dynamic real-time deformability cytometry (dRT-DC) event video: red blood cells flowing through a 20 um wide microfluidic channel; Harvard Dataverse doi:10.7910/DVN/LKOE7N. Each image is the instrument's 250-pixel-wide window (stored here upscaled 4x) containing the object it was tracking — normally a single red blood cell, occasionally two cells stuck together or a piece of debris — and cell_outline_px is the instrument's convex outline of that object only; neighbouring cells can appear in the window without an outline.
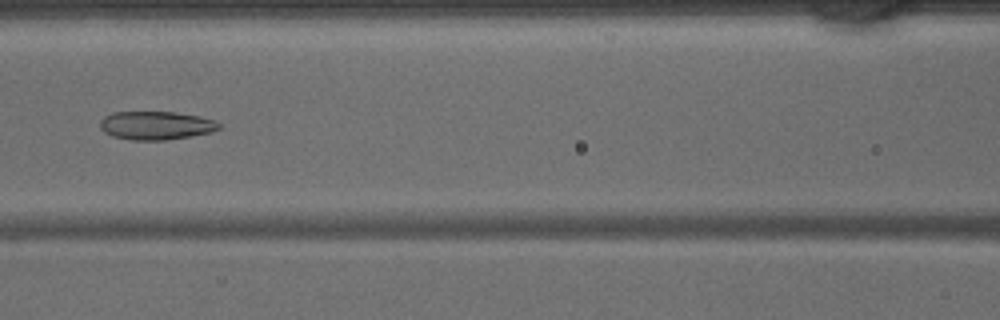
{"species": "common noctule bat (a hibernating species)", "species_latin": "Nyctalus noctula", "temperature_condition": "warm", "stored_images_in_passage": 43, "camera_frame_rate_fps": 3000, "um_per_image_px": 0.085, "animal": {"sex": "male", "body_mass_g": 15.6}, "frame": {"image": 1, "passage_image": 19, "time_ms": 6.0, "image_size_px": [1000, 320], "cell_outline_px": [[220, 128], [212, 132], [192, 136], [168, 140], [132, 140], [112, 136], [104, 132], [100, 128], [100, 120], [104, 116], [112, 112], [176, 112], [200, 116], [212, 120], [220, 124]], "centroid_in_image_um": [13.24, 10.67], "position_along_channel_um": 153.4, "area_um2": 19.83}}
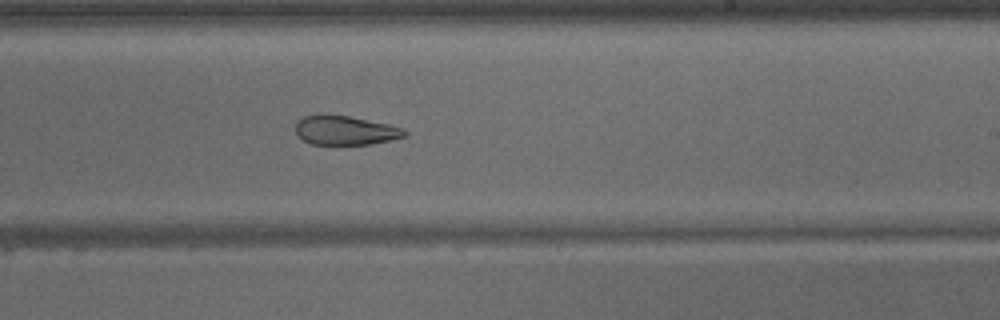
{"frame": {"image": 2, "passage_image": 26, "time_ms": 8.333, "image_size_px": [1000, 320], "cell_outline_px": [[408, 132], [404, 136], [392, 140], [372, 144], [312, 144], [304, 140], [296, 132], [296, 124], [304, 116], [320, 112], [348, 116], [388, 124], [404, 128]], "centroid_in_image_um": [29.35, 11.06], "position_along_channel_um": 259.6, "area_um2": 18.67}}
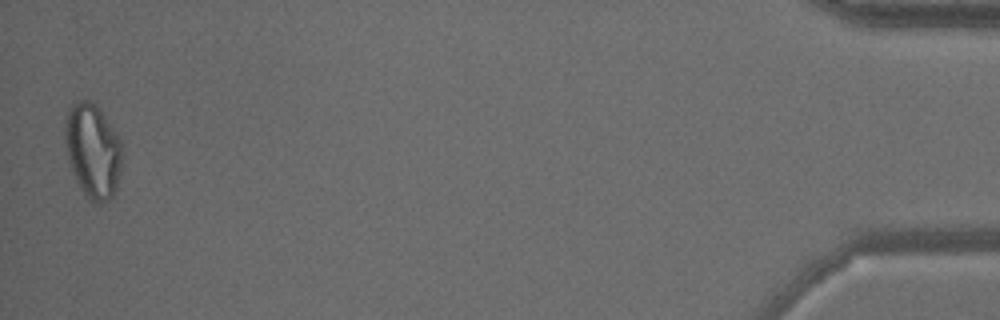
{"frame": {"image": 3, "passage_image": 43, "time_ms": 14.0, "image_size_px": [1000, 320], "cell_outline_px": [[124, 156], [116, 188], [112, 196], [108, 200], [100, 204], [92, 204], [88, 200], [80, 188], [72, 172], [68, 156], [64, 136], [64, 128], [68, 108], [72, 104], [80, 100], [92, 100], [96, 104], [116, 132], [120, 140]], "centroid_in_image_um": [7.9, 12.83], "position_along_channel_um": 427.3, "area_um2": 31.85}}